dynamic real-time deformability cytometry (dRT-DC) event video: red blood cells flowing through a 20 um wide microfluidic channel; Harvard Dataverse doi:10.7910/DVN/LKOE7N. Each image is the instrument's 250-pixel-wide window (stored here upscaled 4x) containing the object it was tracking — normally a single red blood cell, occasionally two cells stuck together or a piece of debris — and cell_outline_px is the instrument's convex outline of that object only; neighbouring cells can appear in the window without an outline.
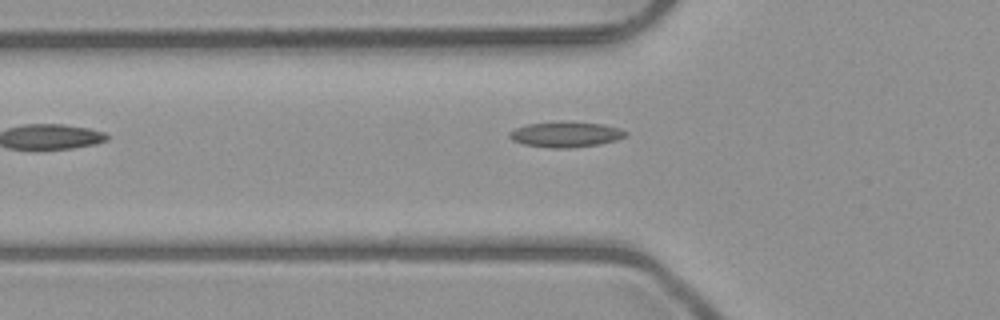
{"species": "common noctule bat (a hibernating species)", "species_latin": "Nyctalus noctula", "temperature_condition": "room temperature", "stored_images_in_passage": 15, "camera_frame_rate_fps": 3000, "um_per_image_px": 0.085, "animal": {"sex": "male", "body_mass_g": 23.1, "forearm_length_mm": 52.7}, "frame": {"image": 1, "passage_image": 2, "time_ms": 0.333, "image_size_px": [1000, 320], "cell_outline_px": [[628, 132], [624, 136], [616, 140], [600, 144], [572, 148], [548, 148], [524, 144], [512, 140], [508, 136], [508, 132], [516, 128], [528, 124], [556, 120], [560, 120], [604, 124], [620, 128]], "centroid_in_image_um": [48.07, 11.41], "position_along_channel_um": 77.7, "area_um2": 17.63}}
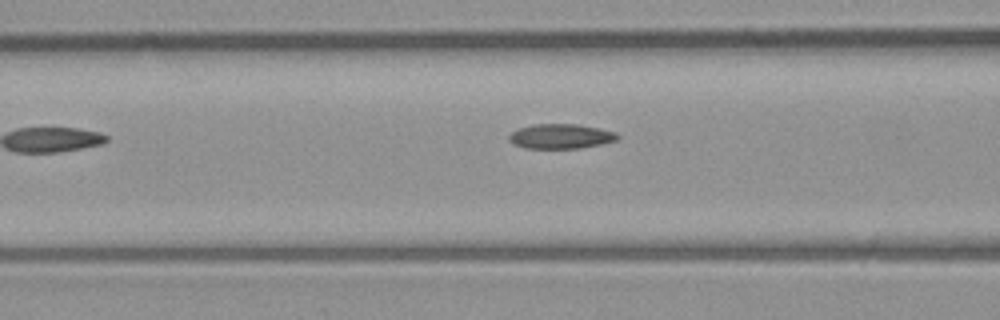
{"frame": {"image": 2, "passage_image": 5, "time_ms": 1.333, "image_size_px": [1000, 320], "cell_outline_px": [[620, 136], [616, 140], [600, 144], [580, 148], [524, 148], [512, 144], [508, 140], [508, 136], [516, 128], [536, 124], [580, 124], [616, 132]], "centroid_in_image_um": [47.62, 11.58], "position_along_channel_um": 119.0, "area_um2": 15.72}}
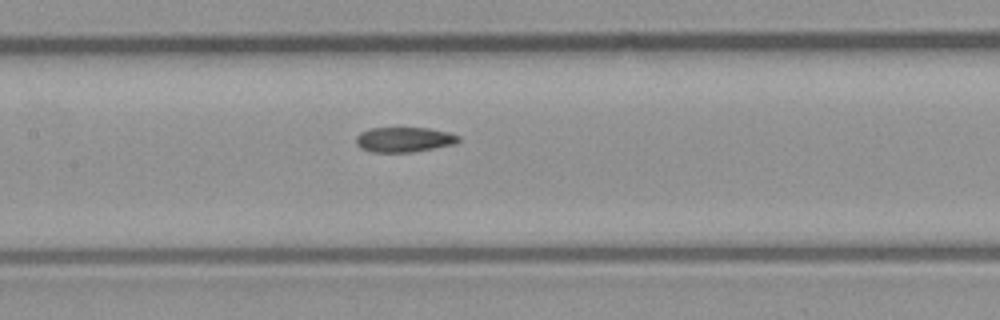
{"frame": {"image": 3, "passage_image": 9, "time_ms": 2.667, "image_size_px": [1000, 320], "cell_outline_px": [[460, 140], [456, 144], [412, 152], [372, 152], [360, 148], [356, 144], [356, 136], [360, 132], [372, 128], [428, 128], [448, 132], [460, 136]], "centroid_in_image_um": [34.35, 11.86], "position_along_channel_um": 173.0, "area_um2": 14.97}}